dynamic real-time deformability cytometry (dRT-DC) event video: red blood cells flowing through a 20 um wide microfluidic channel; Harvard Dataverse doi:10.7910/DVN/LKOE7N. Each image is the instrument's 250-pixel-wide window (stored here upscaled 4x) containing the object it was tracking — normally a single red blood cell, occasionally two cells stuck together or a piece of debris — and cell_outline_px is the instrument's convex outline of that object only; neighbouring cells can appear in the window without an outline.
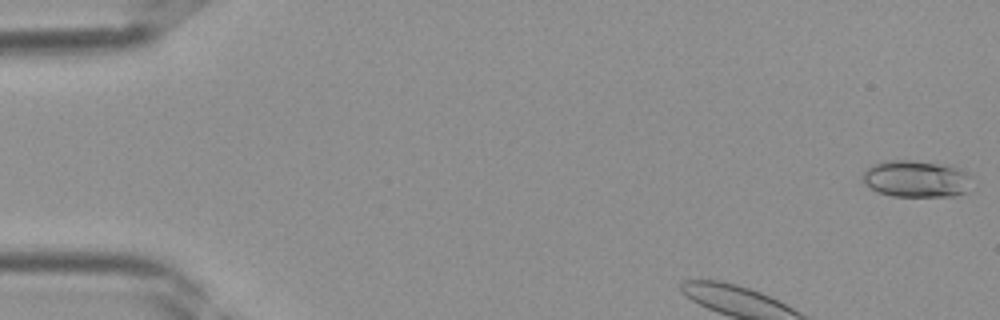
{"species": "Egyptian fruit bat (a non-hibernating species)", "species_latin": "Rousettus aegyptiacus", "temperature_condition": "room temperature", "stored_images_in_passage": 37, "camera_frame_rate_fps": 3000, "um_per_image_px": 0.085, "frame": {"image": 1, "passage_image": 1, "time_ms": 0.0, "image_size_px": [1000, 320], "cell_outline_px": [[972, 176], [964, 192], [956, 196], [892, 196], [876, 192], [860, 180], [864, 172], [872, 164], [884, 160], [912, 160], [948, 164], [960, 168], [968, 172]], "centroid_in_image_um": [77.85, 15.18], "position_along_channel_um": 7.1, "area_um2": 23.81}}
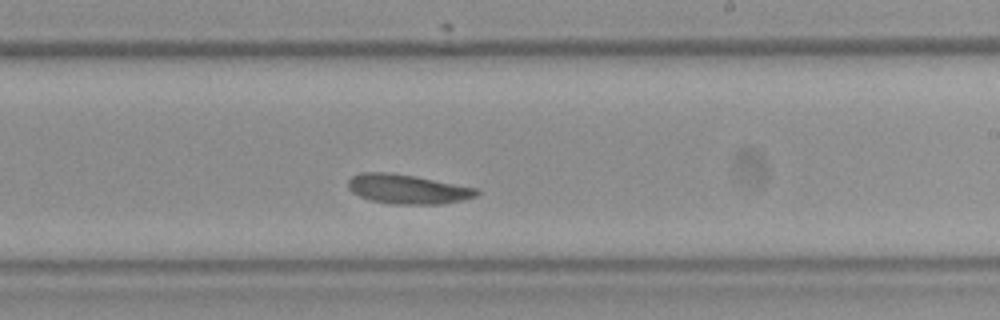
{"frame": {"image": 2, "passage_image": 20, "time_ms": 6.333, "image_size_px": [1000, 320], "cell_outline_px": [[480, 192], [476, 196], [460, 200], [440, 204], [392, 204], [372, 200], [360, 196], [352, 192], [348, 188], [348, 180], [352, 176], [360, 172], [388, 172], [416, 176], [476, 188]], "centroid_in_image_um": [34.61, 16.06], "position_along_channel_um": 254.4, "area_um2": 21.91}}
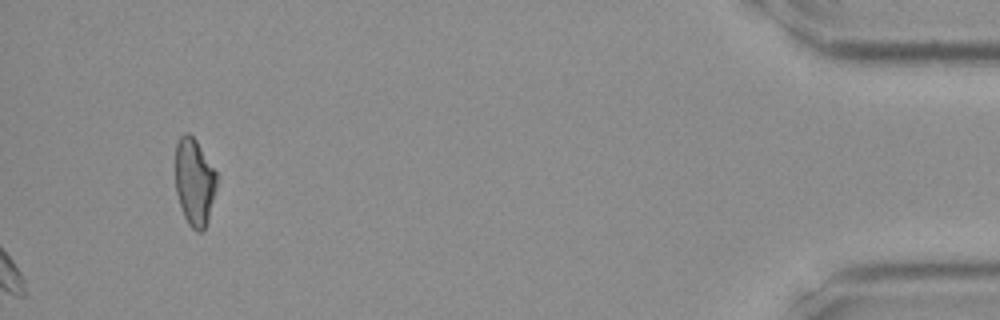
{"frame": {"image": 3, "passage_image": 37, "time_ms": 12.0, "image_size_px": [1000, 320], "cell_outline_px": [[216, 188], [208, 220], [204, 228], [200, 232], [196, 232], [188, 224], [184, 216], [176, 192], [176, 144], [180, 136], [184, 132], [188, 132], [196, 140], [216, 172]], "centroid_in_image_um": [16.52, 15.46], "position_along_channel_um": 418.7, "area_um2": 20.81}}